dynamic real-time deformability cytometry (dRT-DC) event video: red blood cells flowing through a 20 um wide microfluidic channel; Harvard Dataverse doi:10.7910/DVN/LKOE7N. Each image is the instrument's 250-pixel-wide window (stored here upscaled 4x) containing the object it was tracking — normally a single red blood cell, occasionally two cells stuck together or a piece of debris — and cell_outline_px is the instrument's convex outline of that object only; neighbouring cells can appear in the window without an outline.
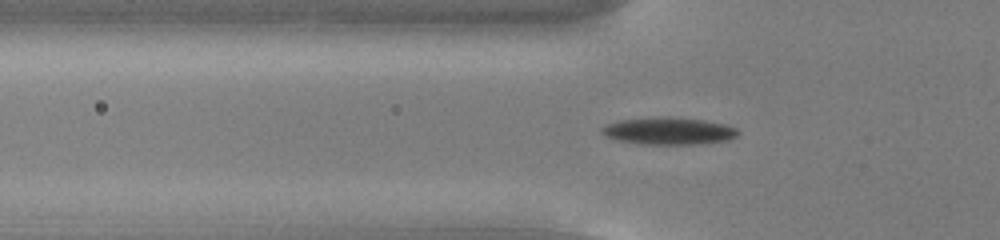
{"species": "common noctule bat (a hibernating species)", "species_latin": "Nyctalus noctula", "temperature_condition": "cold", "stored_images_in_passage": 34, "camera_frame_rate_fps": 3000, "um_per_image_px": 0.085, "animal": {"sex": "male", "body_mass_g": 13.0, "forearm_length_mm": 53.1}, "frame": {"image": 1, "passage_image": 3, "time_ms": 0.667, "image_size_px": [1000, 240], "cell_outline_px": [[740, 132], [736, 136], [728, 140], [700, 144], [636, 144], [620, 140], [608, 136], [600, 132], [600, 128], [608, 124], [620, 120], [664, 116], [668, 116], [704, 120], [724, 124], [736, 128]], "centroid_in_image_um": [56.86, 11.13], "position_along_channel_um": 68.9, "area_um2": 21.56}}
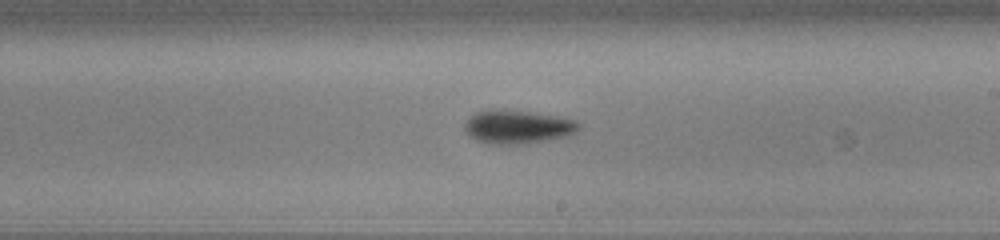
{"frame": {"image": 2, "passage_image": 17, "time_ms": 5.333, "image_size_px": [1000, 240], "cell_outline_px": [[580, 128], [576, 132], [568, 136], [548, 140], [524, 144], [488, 144], [476, 140], [468, 136], [464, 132], [464, 124], [476, 112], [528, 112], [576, 120], [580, 124]], "centroid_in_image_um": [44.02, 10.85], "position_along_channel_um": 245.0, "area_um2": 21.62}}
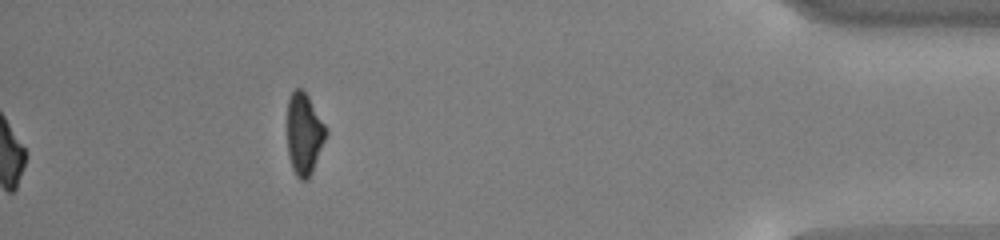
{"frame": {"image": 3, "passage_image": 34, "time_ms": 11.0, "image_size_px": [1000, 240], "cell_outline_px": [[328, 132], [312, 172], [308, 180], [300, 180], [296, 176], [292, 168], [288, 156], [288, 100], [292, 92], [296, 88], [300, 88], [308, 96], [328, 128]], "centroid_in_image_um": [25.86, 11.4], "position_along_channel_um": 409.3, "area_um2": 18.44}, "authors_computed_cell_mechanics": {"area_um2": 20.9814, "velocity_mm_per_s": 3.802, "shape_relaxation_time_tau1_ms": 2.1998, "shape_relaxation_time_tau2_ms": null, "deformation_change_tau1": 0.1282, "deformation_change_tau2": null}}